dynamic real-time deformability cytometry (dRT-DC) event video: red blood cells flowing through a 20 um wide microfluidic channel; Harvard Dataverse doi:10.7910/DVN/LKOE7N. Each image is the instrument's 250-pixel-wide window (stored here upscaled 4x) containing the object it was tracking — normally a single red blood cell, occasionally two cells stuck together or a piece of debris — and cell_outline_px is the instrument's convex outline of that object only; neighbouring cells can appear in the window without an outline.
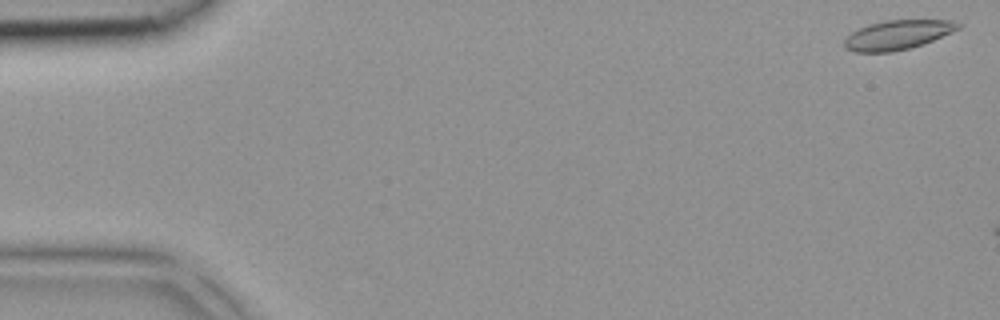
{"species": "common noctule bat (a hibernating species)", "species_latin": "Nyctalus noctula", "temperature_condition": "room temperature", "stored_images_in_passage": 6, "camera_frame_rate_fps": 3000, "um_per_image_px": 0.085, "animal": {"sex": "female", "body_mass_g": 18.4}, "frame": {"image": 1, "passage_image": 1, "time_ms": 0.0, "image_size_px": [1000, 320], "cell_outline_px": [[960, 28], [932, 40], [908, 48], [892, 52], [852, 52], [844, 48], [844, 40], [852, 32], [860, 28], [884, 20], [952, 20], [960, 24]], "centroid_in_image_um": [76.26, 2.97], "position_along_channel_um": 8.7, "area_um2": 19.13}}